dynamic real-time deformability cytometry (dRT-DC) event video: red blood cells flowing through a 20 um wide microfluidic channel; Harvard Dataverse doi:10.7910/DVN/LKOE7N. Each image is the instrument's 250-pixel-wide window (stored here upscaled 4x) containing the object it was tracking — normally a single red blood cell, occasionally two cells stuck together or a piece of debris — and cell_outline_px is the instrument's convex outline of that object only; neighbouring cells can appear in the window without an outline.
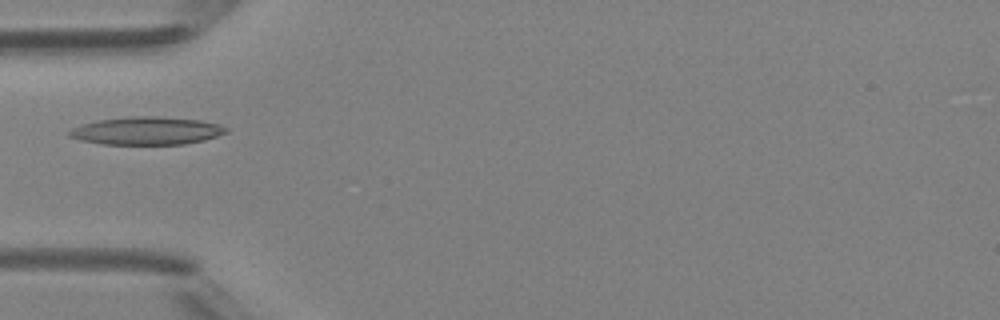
{"species": "Egyptian fruit bat (a non-hibernating species)", "species_latin": "Rousettus aegyptiacus", "temperature_condition": "room temperature", "stored_images_in_passage": 5, "camera_frame_rate_fps": 3000, "um_per_image_px": 0.085, "animal": {"sex": "female"}, "frame": {"image": 1, "passage_image": 4, "time_ms": 4.333, "image_size_px": [1000, 320], "cell_outline_px": [[228, 132], [204, 140], [184, 144], [104, 144], [80, 140], [68, 136], [68, 132], [72, 128], [84, 124], [100, 120], [132, 116], [156, 116], [200, 120], [216, 124], [228, 128]], "centroid_in_image_um": [12.47, 11.12], "position_along_channel_um": 72.5, "area_um2": 25.2}}
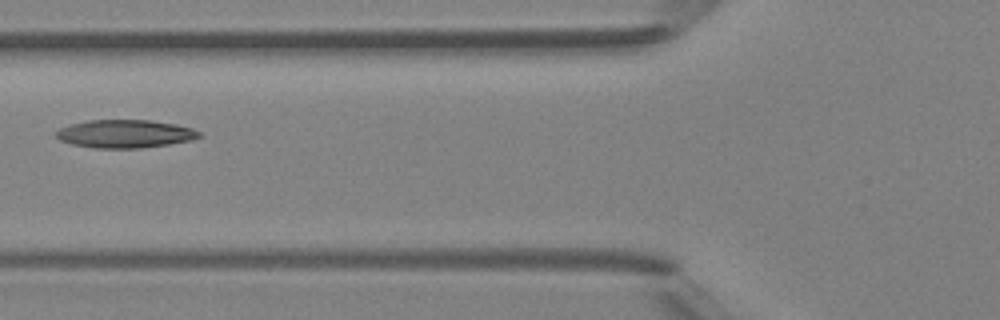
{"frame": {"image": 2, "passage_image": 5, "time_ms": 5.333, "image_size_px": [1000, 320], "cell_outline_px": [[200, 136], [192, 140], [168, 144], [140, 148], [96, 148], [72, 144], [60, 140], [56, 136], [56, 132], [60, 128], [72, 124], [88, 120], [152, 120], [176, 124], [192, 128], [200, 132]], "centroid_in_image_um": [10.64, 11.37], "position_along_channel_um": 115.2, "area_um2": 23.29}}